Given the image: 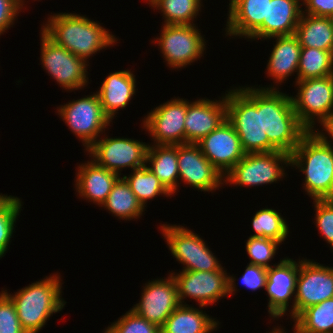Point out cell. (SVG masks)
I'll return each instance as SVG.
<instances>
[{
  "instance_id": "cell-1",
  "label": "cell",
  "mask_w": 333,
  "mask_h": 333,
  "mask_svg": "<svg viewBox=\"0 0 333 333\" xmlns=\"http://www.w3.org/2000/svg\"><path fill=\"white\" fill-rule=\"evenodd\" d=\"M43 25L41 30L50 39L86 62L93 54L118 41L115 35L86 15L54 13Z\"/></svg>"
},
{
  "instance_id": "cell-2",
  "label": "cell",
  "mask_w": 333,
  "mask_h": 333,
  "mask_svg": "<svg viewBox=\"0 0 333 333\" xmlns=\"http://www.w3.org/2000/svg\"><path fill=\"white\" fill-rule=\"evenodd\" d=\"M328 136L308 131L290 154V166L304 174V190L312 200L333 199V146Z\"/></svg>"
},
{
  "instance_id": "cell-3",
  "label": "cell",
  "mask_w": 333,
  "mask_h": 333,
  "mask_svg": "<svg viewBox=\"0 0 333 333\" xmlns=\"http://www.w3.org/2000/svg\"><path fill=\"white\" fill-rule=\"evenodd\" d=\"M235 88L226 91V119L238 134L244 152L277 151L262 131V88Z\"/></svg>"
},
{
  "instance_id": "cell-4",
  "label": "cell",
  "mask_w": 333,
  "mask_h": 333,
  "mask_svg": "<svg viewBox=\"0 0 333 333\" xmlns=\"http://www.w3.org/2000/svg\"><path fill=\"white\" fill-rule=\"evenodd\" d=\"M52 275L14 294L3 289L14 302L21 326L27 333H38L51 315L60 312L66 305V301L61 298L63 280L58 273Z\"/></svg>"
},
{
  "instance_id": "cell-5",
  "label": "cell",
  "mask_w": 333,
  "mask_h": 333,
  "mask_svg": "<svg viewBox=\"0 0 333 333\" xmlns=\"http://www.w3.org/2000/svg\"><path fill=\"white\" fill-rule=\"evenodd\" d=\"M262 88V131L278 150L291 154L309 131L298 119L291 96L272 86Z\"/></svg>"
},
{
  "instance_id": "cell-6",
  "label": "cell",
  "mask_w": 333,
  "mask_h": 333,
  "mask_svg": "<svg viewBox=\"0 0 333 333\" xmlns=\"http://www.w3.org/2000/svg\"><path fill=\"white\" fill-rule=\"evenodd\" d=\"M284 165L290 166V154L283 151L247 153L223 176V183L250 188L273 184L286 176Z\"/></svg>"
},
{
  "instance_id": "cell-7",
  "label": "cell",
  "mask_w": 333,
  "mask_h": 333,
  "mask_svg": "<svg viewBox=\"0 0 333 333\" xmlns=\"http://www.w3.org/2000/svg\"><path fill=\"white\" fill-rule=\"evenodd\" d=\"M179 272H171V275L176 281L181 305H188L184 303L188 297L195 299L199 306L207 307L237 290L235 276L227 275L226 270Z\"/></svg>"
},
{
  "instance_id": "cell-8",
  "label": "cell",
  "mask_w": 333,
  "mask_h": 333,
  "mask_svg": "<svg viewBox=\"0 0 333 333\" xmlns=\"http://www.w3.org/2000/svg\"><path fill=\"white\" fill-rule=\"evenodd\" d=\"M159 228L171 255L183 264L182 271L224 270L198 234L181 225L161 224Z\"/></svg>"
},
{
  "instance_id": "cell-9",
  "label": "cell",
  "mask_w": 333,
  "mask_h": 333,
  "mask_svg": "<svg viewBox=\"0 0 333 333\" xmlns=\"http://www.w3.org/2000/svg\"><path fill=\"white\" fill-rule=\"evenodd\" d=\"M57 113L87 150L105 132L111 120L105 115L97 92L57 107Z\"/></svg>"
},
{
  "instance_id": "cell-10",
  "label": "cell",
  "mask_w": 333,
  "mask_h": 333,
  "mask_svg": "<svg viewBox=\"0 0 333 333\" xmlns=\"http://www.w3.org/2000/svg\"><path fill=\"white\" fill-rule=\"evenodd\" d=\"M297 95H291L299 121L313 131L333 113V75L295 81Z\"/></svg>"
},
{
  "instance_id": "cell-11",
  "label": "cell",
  "mask_w": 333,
  "mask_h": 333,
  "mask_svg": "<svg viewBox=\"0 0 333 333\" xmlns=\"http://www.w3.org/2000/svg\"><path fill=\"white\" fill-rule=\"evenodd\" d=\"M160 33L152 43L158 44L164 62L169 68H185L203 56L206 42L196 24H163Z\"/></svg>"
},
{
  "instance_id": "cell-12",
  "label": "cell",
  "mask_w": 333,
  "mask_h": 333,
  "mask_svg": "<svg viewBox=\"0 0 333 333\" xmlns=\"http://www.w3.org/2000/svg\"><path fill=\"white\" fill-rule=\"evenodd\" d=\"M40 57L43 69L66 91L78 90L88 83L89 62L57 45L42 30Z\"/></svg>"
},
{
  "instance_id": "cell-13",
  "label": "cell",
  "mask_w": 333,
  "mask_h": 333,
  "mask_svg": "<svg viewBox=\"0 0 333 333\" xmlns=\"http://www.w3.org/2000/svg\"><path fill=\"white\" fill-rule=\"evenodd\" d=\"M289 311L294 319L304 309L333 298V267L299 259L296 292Z\"/></svg>"
},
{
  "instance_id": "cell-14",
  "label": "cell",
  "mask_w": 333,
  "mask_h": 333,
  "mask_svg": "<svg viewBox=\"0 0 333 333\" xmlns=\"http://www.w3.org/2000/svg\"><path fill=\"white\" fill-rule=\"evenodd\" d=\"M100 139L86 150L97 165L121 176L122 169H134L146 163L149 144L131 138H110L107 135Z\"/></svg>"
},
{
  "instance_id": "cell-15",
  "label": "cell",
  "mask_w": 333,
  "mask_h": 333,
  "mask_svg": "<svg viewBox=\"0 0 333 333\" xmlns=\"http://www.w3.org/2000/svg\"><path fill=\"white\" fill-rule=\"evenodd\" d=\"M187 100L172 98L145 116L143 129L150 134L155 145L185 144V116Z\"/></svg>"
},
{
  "instance_id": "cell-16",
  "label": "cell",
  "mask_w": 333,
  "mask_h": 333,
  "mask_svg": "<svg viewBox=\"0 0 333 333\" xmlns=\"http://www.w3.org/2000/svg\"><path fill=\"white\" fill-rule=\"evenodd\" d=\"M142 289L140 301L131 309L161 328L172 312L181 305L176 281L170 273L165 279L148 281Z\"/></svg>"
},
{
  "instance_id": "cell-17",
  "label": "cell",
  "mask_w": 333,
  "mask_h": 333,
  "mask_svg": "<svg viewBox=\"0 0 333 333\" xmlns=\"http://www.w3.org/2000/svg\"><path fill=\"white\" fill-rule=\"evenodd\" d=\"M179 180L197 190L211 192L219 190L223 175L203 155L194 143L177 145Z\"/></svg>"
},
{
  "instance_id": "cell-18",
  "label": "cell",
  "mask_w": 333,
  "mask_h": 333,
  "mask_svg": "<svg viewBox=\"0 0 333 333\" xmlns=\"http://www.w3.org/2000/svg\"><path fill=\"white\" fill-rule=\"evenodd\" d=\"M196 144L223 176L246 154L238 134L227 119Z\"/></svg>"
},
{
  "instance_id": "cell-19",
  "label": "cell",
  "mask_w": 333,
  "mask_h": 333,
  "mask_svg": "<svg viewBox=\"0 0 333 333\" xmlns=\"http://www.w3.org/2000/svg\"><path fill=\"white\" fill-rule=\"evenodd\" d=\"M299 260L285 257L267 268L265 290L268 295V313L272 319L283 317L288 311L289 301L295 297Z\"/></svg>"
},
{
  "instance_id": "cell-20",
  "label": "cell",
  "mask_w": 333,
  "mask_h": 333,
  "mask_svg": "<svg viewBox=\"0 0 333 333\" xmlns=\"http://www.w3.org/2000/svg\"><path fill=\"white\" fill-rule=\"evenodd\" d=\"M226 36L263 39V20H267L268 0H229Z\"/></svg>"
},
{
  "instance_id": "cell-21",
  "label": "cell",
  "mask_w": 333,
  "mask_h": 333,
  "mask_svg": "<svg viewBox=\"0 0 333 333\" xmlns=\"http://www.w3.org/2000/svg\"><path fill=\"white\" fill-rule=\"evenodd\" d=\"M221 98L187 101L185 144L198 143L226 120V93Z\"/></svg>"
},
{
  "instance_id": "cell-22",
  "label": "cell",
  "mask_w": 333,
  "mask_h": 333,
  "mask_svg": "<svg viewBox=\"0 0 333 333\" xmlns=\"http://www.w3.org/2000/svg\"><path fill=\"white\" fill-rule=\"evenodd\" d=\"M76 172L75 189L77 194L101 207L106 201L116 181L121 177L97 165L92 159L79 164Z\"/></svg>"
},
{
  "instance_id": "cell-23",
  "label": "cell",
  "mask_w": 333,
  "mask_h": 333,
  "mask_svg": "<svg viewBox=\"0 0 333 333\" xmlns=\"http://www.w3.org/2000/svg\"><path fill=\"white\" fill-rule=\"evenodd\" d=\"M131 70L109 73L97 91L105 115L111 120L125 109L136 93V78Z\"/></svg>"
},
{
  "instance_id": "cell-24",
  "label": "cell",
  "mask_w": 333,
  "mask_h": 333,
  "mask_svg": "<svg viewBox=\"0 0 333 333\" xmlns=\"http://www.w3.org/2000/svg\"><path fill=\"white\" fill-rule=\"evenodd\" d=\"M276 43L273 45L268 63L267 74L274 80V84L281 85L289 76L298 72L301 45L293 35L271 37Z\"/></svg>"
},
{
  "instance_id": "cell-25",
  "label": "cell",
  "mask_w": 333,
  "mask_h": 333,
  "mask_svg": "<svg viewBox=\"0 0 333 333\" xmlns=\"http://www.w3.org/2000/svg\"><path fill=\"white\" fill-rule=\"evenodd\" d=\"M300 2L302 1L268 0L267 20H263V40L295 33L303 10Z\"/></svg>"
},
{
  "instance_id": "cell-26",
  "label": "cell",
  "mask_w": 333,
  "mask_h": 333,
  "mask_svg": "<svg viewBox=\"0 0 333 333\" xmlns=\"http://www.w3.org/2000/svg\"><path fill=\"white\" fill-rule=\"evenodd\" d=\"M204 306L195 308L180 305L166 319L160 328L161 333H211L220 325L219 321L203 312Z\"/></svg>"
},
{
  "instance_id": "cell-27",
  "label": "cell",
  "mask_w": 333,
  "mask_h": 333,
  "mask_svg": "<svg viewBox=\"0 0 333 333\" xmlns=\"http://www.w3.org/2000/svg\"><path fill=\"white\" fill-rule=\"evenodd\" d=\"M146 164L160 180L165 188L173 195L179 186V169L177 159V145L148 146Z\"/></svg>"
},
{
  "instance_id": "cell-28",
  "label": "cell",
  "mask_w": 333,
  "mask_h": 333,
  "mask_svg": "<svg viewBox=\"0 0 333 333\" xmlns=\"http://www.w3.org/2000/svg\"><path fill=\"white\" fill-rule=\"evenodd\" d=\"M294 35L301 47L333 52V21L330 17L302 13Z\"/></svg>"
},
{
  "instance_id": "cell-29",
  "label": "cell",
  "mask_w": 333,
  "mask_h": 333,
  "mask_svg": "<svg viewBox=\"0 0 333 333\" xmlns=\"http://www.w3.org/2000/svg\"><path fill=\"white\" fill-rule=\"evenodd\" d=\"M101 207L118 219L126 221L140 218L145 210L123 177L116 181Z\"/></svg>"
},
{
  "instance_id": "cell-30",
  "label": "cell",
  "mask_w": 333,
  "mask_h": 333,
  "mask_svg": "<svg viewBox=\"0 0 333 333\" xmlns=\"http://www.w3.org/2000/svg\"><path fill=\"white\" fill-rule=\"evenodd\" d=\"M293 321L301 333H333V298L304 309Z\"/></svg>"
},
{
  "instance_id": "cell-31",
  "label": "cell",
  "mask_w": 333,
  "mask_h": 333,
  "mask_svg": "<svg viewBox=\"0 0 333 333\" xmlns=\"http://www.w3.org/2000/svg\"><path fill=\"white\" fill-rule=\"evenodd\" d=\"M132 173L122 177L129 184L138 201L145 208L148 200H152L159 195L171 198V193L165 188L160 180L149 169L148 164L132 169Z\"/></svg>"
},
{
  "instance_id": "cell-32",
  "label": "cell",
  "mask_w": 333,
  "mask_h": 333,
  "mask_svg": "<svg viewBox=\"0 0 333 333\" xmlns=\"http://www.w3.org/2000/svg\"><path fill=\"white\" fill-rule=\"evenodd\" d=\"M330 75H333V52L317 48H301L296 81Z\"/></svg>"
},
{
  "instance_id": "cell-33",
  "label": "cell",
  "mask_w": 333,
  "mask_h": 333,
  "mask_svg": "<svg viewBox=\"0 0 333 333\" xmlns=\"http://www.w3.org/2000/svg\"><path fill=\"white\" fill-rule=\"evenodd\" d=\"M202 0H156L151 6L163 15L165 25H194Z\"/></svg>"
},
{
  "instance_id": "cell-34",
  "label": "cell",
  "mask_w": 333,
  "mask_h": 333,
  "mask_svg": "<svg viewBox=\"0 0 333 333\" xmlns=\"http://www.w3.org/2000/svg\"><path fill=\"white\" fill-rule=\"evenodd\" d=\"M254 237H264L276 240L282 244L289 234V225L281 213L272 208L257 211L252 218Z\"/></svg>"
},
{
  "instance_id": "cell-35",
  "label": "cell",
  "mask_w": 333,
  "mask_h": 333,
  "mask_svg": "<svg viewBox=\"0 0 333 333\" xmlns=\"http://www.w3.org/2000/svg\"><path fill=\"white\" fill-rule=\"evenodd\" d=\"M20 198L3 194L0 197V258L4 257L22 210Z\"/></svg>"
},
{
  "instance_id": "cell-36",
  "label": "cell",
  "mask_w": 333,
  "mask_h": 333,
  "mask_svg": "<svg viewBox=\"0 0 333 333\" xmlns=\"http://www.w3.org/2000/svg\"><path fill=\"white\" fill-rule=\"evenodd\" d=\"M280 244V242L270 238L250 236L245 246L249 259H251L249 264L265 268L272 267L269 262L276 255Z\"/></svg>"
},
{
  "instance_id": "cell-37",
  "label": "cell",
  "mask_w": 333,
  "mask_h": 333,
  "mask_svg": "<svg viewBox=\"0 0 333 333\" xmlns=\"http://www.w3.org/2000/svg\"><path fill=\"white\" fill-rule=\"evenodd\" d=\"M104 333H161L160 328L139 316L132 309L111 323Z\"/></svg>"
},
{
  "instance_id": "cell-38",
  "label": "cell",
  "mask_w": 333,
  "mask_h": 333,
  "mask_svg": "<svg viewBox=\"0 0 333 333\" xmlns=\"http://www.w3.org/2000/svg\"><path fill=\"white\" fill-rule=\"evenodd\" d=\"M315 224L333 250V199L314 200Z\"/></svg>"
},
{
  "instance_id": "cell-39",
  "label": "cell",
  "mask_w": 333,
  "mask_h": 333,
  "mask_svg": "<svg viewBox=\"0 0 333 333\" xmlns=\"http://www.w3.org/2000/svg\"><path fill=\"white\" fill-rule=\"evenodd\" d=\"M0 333H27L21 326L14 302L3 290L0 293Z\"/></svg>"
},
{
  "instance_id": "cell-40",
  "label": "cell",
  "mask_w": 333,
  "mask_h": 333,
  "mask_svg": "<svg viewBox=\"0 0 333 333\" xmlns=\"http://www.w3.org/2000/svg\"><path fill=\"white\" fill-rule=\"evenodd\" d=\"M267 280V268L248 264L242 275L241 283H243L246 288L255 291L258 289H265Z\"/></svg>"
},
{
  "instance_id": "cell-41",
  "label": "cell",
  "mask_w": 333,
  "mask_h": 333,
  "mask_svg": "<svg viewBox=\"0 0 333 333\" xmlns=\"http://www.w3.org/2000/svg\"><path fill=\"white\" fill-rule=\"evenodd\" d=\"M21 9L15 0H0V36L13 26Z\"/></svg>"
},
{
  "instance_id": "cell-42",
  "label": "cell",
  "mask_w": 333,
  "mask_h": 333,
  "mask_svg": "<svg viewBox=\"0 0 333 333\" xmlns=\"http://www.w3.org/2000/svg\"><path fill=\"white\" fill-rule=\"evenodd\" d=\"M303 14L313 15L318 17H332L333 16V0H301Z\"/></svg>"
},
{
  "instance_id": "cell-43",
  "label": "cell",
  "mask_w": 333,
  "mask_h": 333,
  "mask_svg": "<svg viewBox=\"0 0 333 333\" xmlns=\"http://www.w3.org/2000/svg\"><path fill=\"white\" fill-rule=\"evenodd\" d=\"M321 125L323 126L322 132L319 129H314L315 133L318 134L319 136H329L333 140V113L326 118ZM326 131V132H323ZM326 134V135H325Z\"/></svg>"
},
{
  "instance_id": "cell-44",
  "label": "cell",
  "mask_w": 333,
  "mask_h": 333,
  "mask_svg": "<svg viewBox=\"0 0 333 333\" xmlns=\"http://www.w3.org/2000/svg\"><path fill=\"white\" fill-rule=\"evenodd\" d=\"M282 327L280 326V327H274L273 329H272V331H270L269 333H286L285 332V330L282 328ZM293 329H294V332L293 333H295V327H293Z\"/></svg>"
},
{
  "instance_id": "cell-45",
  "label": "cell",
  "mask_w": 333,
  "mask_h": 333,
  "mask_svg": "<svg viewBox=\"0 0 333 333\" xmlns=\"http://www.w3.org/2000/svg\"><path fill=\"white\" fill-rule=\"evenodd\" d=\"M22 8H25L23 7V5H26L25 4V0H15Z\"/></svg>"
},
{
  "instance_id": "cell-46",
  "label": "cell",
  "mask_w": 333,
  "mask_h": 333,
  "mask_svg": "<svg viewBox=\"0 0 333 333\" xmlns=\"http://www.w3.org/2000/svg\"><path fill=\"white\" fill-rule=\"evenodd\" d=\"M148 1V4L149 6L152 5L156 0H147Z\"/></svg>"
},
{
  "instance_id": "cell-47",
  "label": "cell",
  "mask_w": 333,
  "mask_h": 333,
  "mask_svg": "<svg viewBox=\"0 0 333 333\" xmlns=\"http://www.w3.org/2000/svg\"><path fill=\"white\" fill-rule=\"evenodd\" d=\"M295 333H301V332H299V331L295 328Z\"/></svg>"
}]
</instances>
